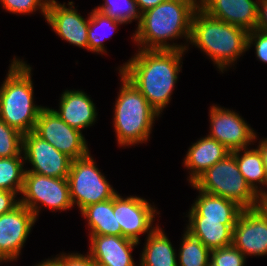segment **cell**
<instances>
[{
  "label": "cell",
  "mask_w": 267,
  "mask_h": 266,
  "mask_svg": "<svg viewBox=\"0 0 267 266\" xmlns=\"http://www.w3.org/2000/svg\"><path fill=\"white\" fill-rule=\"evenodd\" d=\"M57 115L69 126L81 132L83 128L95 122L96 107L91 99L82 91L66 90L60 100Z\"/></svg>",
  "instance_id": "obj_19"
},
{
  "label": "cell",
  "mask_w": 267,
  "mask_h": 266,
  "mask_svg": "<svg viewBox=\"0 0 267 266\" xmlns=\"http://www.w3.org/2000/svg\"><path fill=\"white\" fill-rule=\"evenodd\" d=\"M81 214L88 220L90 235L121 236V228H117L114 215V197L85 207Z\"/></svg>",
  "instance_id": "obj_23"
},
{
  "label": "cell",
  "mask_w": 267,
  "mask_h": 266,
  "mask_svg": "<svg viewBox=\"0 0 267 266\" xmlns=\"http://www.w3.org/2000/svg\"><path fill=\"white\" fill-rule=\"evenodd\" d=\"M34 132L72 160L89 154L82 132L65 123L54 109L41 110Z\"/></svg>",
  "instance_id": "obj_9"
},
{
  "label": "cell",
  "mask_w": 267,
  "mask_h": 266,
  "mask_svg": "<svg viewBox=\"0 0 267 266\" xmlns=\"http://www.w3.org/2000/svg\"><path fill=\"white\" fill-rule=\"evenodd\" d=\"M244 255L267 254V214L260 208L244 209L233 229V243Z\"/></svg>",
  "instance_id": "obj_14"
},
{
  "label": "cell",
  "mask_w": 267,
  "mask_h": 266,
  "mask_svg": "<svg viewBox=\"0 0 267 266\" xmlns=\"http://www.w3.org/2000/svg\"><path fill=\"white\" fill-rule=\"evenodd\" d=\"M244 151L243 155L239 152ZM231 154L236 158L240 173L245 178L251 189L258 194L262 200H267V191L258 190L257 182L262 185H267V176L260 150L246 148L235 150ZM256 182V183H255ZM255 183V184H254Z\"/></svg>",
  "instance_id": "obj_24"
},
{
  "label": "cell",
  "mask_w": 267,
  "mask_h": 266,
  "mask_svg": "<svg viewBox=\"0 0 267 266\" xmlns=\"http://www.w3.org/2000/svg\"><path fill=\"white\" fill-rule=\"evenodd\" d=\"M231 151L223 144L207 136L194 143L188 150L184 166L191 171L189 181L192 184L200 175L215 163L225 159Z\"/></svg>",
  "instance_id": "obj_20"
},
{
  "label": "cell",
  "mask_w": 267,
  "mask_h": 266,
  "mask_svg": "<svg viewBox=\"0 0 267 266\" xmlns=\"http://www.w3.org/2000/svg\"><path fill=\"white\" fill-rule=\"evenodd\" d=\"M122 86L115 103L114 127L118 144L129 146L146 142L159 113L142 93L121 73Z\"/></svg>",
  "instance_id": "obj_5"
},
{
  "label": "cell",
  "mask_w": 267,
  "mask_h": 266,
  "mask_svg": "<svg viewBox=\"0 0 267 266\" xmlns=\"http://www.w3.org/2000/svg\"><path fill=\"white\" fill-rule=\"evenodd\" d=\"M68 5L71 6L67 8L65 3L57 2L47 4L46 20L62 39L88 50L89 18L85 20L80 16L73 2Z\"/></svg>",
  "instance_id": "obj_15"
},
{
  "label": "cell",
  "mask_w": 267,
  "mask_h": 266,
  "mask_svg": "<svg viewBox=\"0 0 267 266\" xmlns=\"http://www.w3.org/2000/svg\"><path fill=\"white\" fill-rule=\"evenodd\" d=\"M199 7L197 0H166L141 13L133 35L141 49L187 50L186 46L170 45L166 40L185 36L190 40L191 20Z\"/></svg>",
  "instance_id": "obj_2"
},
{
  "label": "cell",
  "mask_w": 267,
  "mask_h": 266,
  "mask_svg": "<svg viewBox=\"0 0 267 266\" xmlns=\"http://www.w3.org/2000/svg\"><path fill=\"white\" fill-rule=\"evenodd\" d=\"M118 24H124L122 21H118L106 16L104 13L97 11L96 9L92 10L89 16V29H88V50L100 53L105 51V47H103V39L107 38L108 33L104 31V35L101 36L97 33V29L103 27L105 30L106 26L112 30L117 28ZM102 29V28H101ZM97 32H96V31ZM112 32V31H111ZM110 32V33H111ZM107 33V35L105 34Z\"/></svg>",
  "instance_id": "obj_27"
},
{
  "label": "cell",
  "mask_w": 267,
  "mask_h": 266,
  "mask_svg": "<svg viewBox=\"0 0 267 266\" xmlns=\"http://www.w3.org/2000/svg\"><path fill=\"white\" fill-rule=\"evenodd\" d=\"M179 252L180 266H209L210 250L189 232L183 235Z\"/></svg>",
  "instance_id": "obj_26"
},
{
  "label": "cell",
  "mask_w": 267,
  "mask_h": 266,
  "mask_svg": "<svg viewBox=\"0 0 267 266\" xmlns=\"http://www.w3.org/2000/svg\"><path fill=\"white\" fill-rule=\"evenodd\" d=\"M31 67L16 58L0 88V119L22 134L34 131L42 106L33 103Z\"/></svg>",
  "instance_id": "obj_4"
},
{
  "label": "cell",
  "mask_w": 267,
  "mask_h": 266,
  "mask_svg": "<svg viewBox=\"0 0 267 266\" xmlns=\"http://www.w3.org/2000/svg\"><path fill=\"white\" fill-rule=\"evenodd\" d=\"M251 44H255L257 58L267 63V31L259 29L249 31L247 35V50H249Z\"/></svg>",
  "instance_id": "obj_32"
},
{
  "label": "cell",
  "mask_w": 267,
  "mask_h": 266,
  "mask_svg": "<svg viewBox=\"0 0 267 266\" xmlns=\"http://www.w3.org/2000/svg\"><path fill=\"white\" fill-rule=\"evenodd\" d=\"M23 148V134L0 119V158L19 156Z\"/></svg>",
  "instance_id": "obj_29"
},
{
  "label": "cell",
  "mask_w": 267,
  "mask_h": 266,
  "mask_svg": "<svg viewBox=\"0 0 267 266\" xmlns=\"http://www.w3.org/2000/svg\"><path fill=\"white\" fill-rule=\"evenodd\" d=\"M258 3L253 0L198 1L199 7L211 17L238 26L247 32L256 29Z\"/></svg>",
  "instance_id": "obj_16"
},
{
  "label": "cell",
  "mask_w": 267,
  "mask_h": 266,
  "mask_svg": "<svg viewBox=\"0 0 267 266\" xmlns=\"http://www.w3.org/2000/svg\"><path fill=\"white\" fill-rule=\"evenodd\" d=\"M258 18L256 29L267 31V0H257Z\"/></svg>",
  "instance_id": "obj_35"
},
{
  "label": "cell",
  "mask_w": 267,
  "mask_h": 266,
  "mask_svg": "<svg viewBox=\"0 0 267 266\" xmlns=\"http://www.w3.org/2000/svg\"><path fill=\"white\" fill-rule=\"evenodd\" d=\"M259 207L267 214V200H263Z\"/></svg>",
  "instance_id": "obj_39"
},
{
  "label": "cell",
  "mask_w": 267,
  "mask_h": 266,
  "mask_svg": "<svg viewBox=\"0 0 267 266\" xmlns=\"http://www.w3.org/2000/svg\"><path fill=\"white\" fill-rule=\"evenodd\" d=\"M21 194L23 198L19 200V203L33 212L35 217L38 216L39 208H41V206L38 207V203L52 210H67L73 206L67 178H54L25 172Z\"/></svg>",
  "instance_id": "obj_8"
},
{
  "label": "cell",
  "mask_w": 267,
  "mask_h": 266,
  "mask_svg": "<svg viewBox=\"0 0 267 266\" xmlns=\"http://www.w3.org/2000/svg\"><path fill=\"white\" fill-rule=\"evenodd\" d=\"M191 185L197 190L231 200L243 209L257 208L263 201L248 185L231 153L208 168Z\"/></svg>",
  "instance_id": "obj_6"
},
{
  "label": "cell",
  "mask_w": 267,
  "mask_h": 266,
  "mask_svg": "<svg viewBox=\"0 0 267 266\" xmlns=\"http://www.w3.org/2000/svg\"><path fill=\"white\" fill-rule=\"evenodd\" d=\"M22 156L0 158V190L21 193L26 171Z\"/></svg>",
  "instance_id": "obj_25"
},
{
  "label": "cell",
  "mask_w": 267,
  "mask_h": 266,
  "mask_svg": "<svg viewBox=\"0 0 267 266\" xmlns=\"http://www.w3.org/2000/svg\"><path fill=\"white\" fill-rule=\"evenodd\" d=\"M95 9L123 23L132 22V19L140 20L141 18V12L135 0H105L102 6Z\"/></svg>",
  "instance_id": "obj_28"
},
{
  "label": "cell",
  "mask_w": 267,
  "mask_h": 266,
  "mask_svg": "<svg viewBox=\"0 0 267 266\" xmlns=\"http://www.w3.org/2000/svg\"><path fill=\"white\" fill-rule=\"evenodd\" d=\"M248 32L208 15L198 7L191 20L190 41L223 70L247 50Z\"/></svg>",
  "instance_id": "obj_3"
},
{
  "label": "cell",
  "mask_w": 267,
  "mask_h": 266,
  "mask_svg": "<svg viewBox=\"0 0 267 266\" xmlns=\"http://www.w3.org/2000/svg\"><path fill=\"white\" fill-rule=\"evenodd\" d=\"M47 4H50L52 2H56L55 0H44Z\"/></svg>",
  "instance_id": "obj_40"
},
{
  "label": "cell",
  "mask_w": 267,
  "mask_h": 266,
  "mask_svg": "<svg viewBox=\"0 0 267 266\" xmlns=\"http://www.w3.org/2000/svg\"><path fill=\"white\" fill-rule=\"evenodd\" d=\"M234 226L223 221L204 220V217H189L187 232L198 238L210 251L232 245Z\"/></svg>",
  "instance_id": "obj_21"
},
{
  "label": "cell",
  "mask_w": 267,
  "mask_h": 266,
  "mask_svg": "<svg viewBox=\"0 0 267 266\" xmlns=\"http://www.w3.org/2000/svg\"><path fill=\"white\" fill-rule=\"evenodd\" d=\"M16 195L12 191L0 190V215L11 211L19 204V200H15Z\"/></svg>",
  "instance_id": "obj_34"
},
{
  "label": "cell",
  "mask_w": 267,
  "mask_h": 266,
  "mask_svg": "<svg viewBox=\"0 0 267 266\" xmlns=\"http://www.w3.org/2000/svg\"><path fill=\"white\" fill-rule=\"evenodd\" d=\"M258 149L260 150V152L262 154L263 163H264V167H265V173L267 176V138L264 140H261V142L259 143Z\"/></svg>",
  "instance_id": "obj_37"
},
{
  "label": "cell",
  "mask_w": 267,
  "mask_h": 266,
  "mask_svg": "<svg viewBox=\"0 0 267 266\" xmlns=\"http://www.w3.org/2000/svg\"><path fill=\"white\" fill-rule=\"evenodd\" d=\"M89 255L98 266H135L131 251L139 243L123 236L91 235Z\"/></svg>",
  "instance_id": "obj_17"
},
{
  "label": "cell",
  "mask_w": 267,
  "mask_h": 266,
  "mask_svg": "<svg viewBox=\"0 0 267 266\" xmlns=\"http://www.w3.org/2000/svg\"><path fill=\"white\" fill-rule=\"evenodd\" d=\"M22 151L24 160H28L33 166V169L25 172H33L54 178L68 177L72 159L59 152L34 131L23 134Z\"/></svg>",
  "instance_id": "obj_10"
},
{
  "label": "cell",
  "mask_w": 267,
  "mask_h": 266,
  "mask_svg": "<svg viewBox=\"0 0 267 266\" xmlns=\"http://www.w3.org/2000/svg\"><path fill=\"white\" fill-rule=\"evenodd\" d=\"M140 266H178L175 250L162 229L148 234Z\"/></svg>",
  "instance_id": "obj_22"
},
{
  "label": "cell",
  "mask_w": 267,
  "mask_h": 266,
  "mask_svg": "<svg viewBox=\"0 0 267 266\" xmlns=\"http://www.w3.org/2000/svg\"><path fill=\"white\" fill-rule=\"evenodd\" d=\"M155 212V208L143 198H122L119 194L114 196V215L117 228H121V236L138 243L140 234H150L157 228L152 227Z\"/></svg>",
  "instance_id": "obj_11"
},
{
  "label": "cell",
  "mask_w": 267,
  "mask_h": 266,
  "mask_svg": "<svg viewBox=\"0 0 267 266\" xmlns=\"http://www.w3.org/2000/svg\"><path fill=\"white\" fill-rule=\"evenodd\" d=\"M137 2L138 9L141 13L144 11L156 7L158 4L165 2L166 0H135Z\"/></svg>",
  "instance_id": "obj_36"
},
{
  "label": "cell",
  "mask_w": 267,
  "mask_h": 266,
  "mask_svg": "<svg viewBox=\"0 0 267 266\" xmlns=\"http://www.w3.org/2000/svg\"><path fill=\"white\" fill-rule=\"evenodd\" d=\"M3 7L12 13H32L37 9H41L46 18L47 3L44 0H0Z\"/></svg>",
  "instance_id": "obj_31"
},
{
  "label": "cell",
  "mask_w": 267,
  "mask_h": 266,
  "mask_svg": "<svg viewBox=\"0 0 267 266\" xmlns=\"http://www.w3.org/2000/svg\"><path fill=\"white\" fill-rule=\"evenodd\" d=\"M139 50L119 71L160 114L169 104L184 50Z\"/></svg>",
  "instance_id": "obj_1"
},
{
  "label": "cell",
  "mask_w": 267,
  "mask_h": 266,
  "mask_svg": "<svg viewBox=\"0 0 267 266\" xmlns=\"http://www.w3.org/2000/svg\"><path fill=\"white\" fill-rule=\"evenodd\" d=\"M246 256L232 244L211 250L209 266H244Z\"/></svg>",
  "instance_id": "obj_30"
},
{
  "label": "cell",
  "mask_w": 267,
  "mask_h": 266,
  "mask_svg": "<svg viewBox=\"0 0 267 266\" xmlns=\"http://www.w3.org/2000/svg\"><path fill=\"white\" fill-rule=\"evenodd\" d=\"M90 153L71 162L67 177L72 205L85 207L113 198L117 192L96 167Z\"/></svg>",
  "instance_id": "obj_7"
},
{
  "label": "cell",
  "mask_w": 267,
  "mask_h": 266,
  "mask_svg": "<svg viewBox=\"0 0 267 266\" xmlns=\"http://www.w3.org/2000/svg\"><path fill=\"white\" fill-rule=\"evenodd\" d=\"M199 193L188 217H204V220L223 221V224L227 226H235L244 210L241 206L231 200L201 190Z\"/></svg>",
  "instance_id": "obj_18"
},
{
  "label": "cell",
  "mask_w": 267,
  "mask_h": 266,
  "mask_svg": "<svg viewBox=\"0 0 267 266\" xmlns=\"http://www.w3.org/2000/svg\"><path fill=\"white\" fill-rule=\"evenodd\" d=\"M36 219L21 203L0 215V262L13 261L19 256Z\"/></svg>",
  "instance_id": "obj_12"
},
{
  "label": "cell",
  "mask_w": 267,
  "mask_h": 266,
  "mask_svg": "<svg viewBox=\"0 0 267 266\" xmlns=\"http://www.w3.org/2000/svg\"><path fill=\"white\" fill-rule=\"evenodd\" d=\"M55 259L59 262L60 266H98L89 254L87 256L78 253L61 254L60 257Z\"/></svg>",
  "instance_id": "obj_33"
},
{
  "label": "cell",
  "mask_w": 267,
  "mask_h": 266,
  "mask_svg": "<svg viewBox=\"0 0 267 266\" xmlns=\"http://www.w3.org/2000/svg\"><path fill=\"white\" fill-rule=\"evenodd\" d=\"M211 138L223 144L229 151L247 148L256 138L254 130L238 113L218 106L210 110Z\"/></svg>",
  "instance_id": "obj_13"
},
{
  "label": "cell",
  "mask_w": 267,
  "mask_h": 266,
  "mask_svg": "<svg viewBox=\"0 0 267 266\" xmlns=\"http://www.w3.org/2000/svg\"><path fill=\"white\" fill-rule=\"evenodd\" d=\"M37 266H60L59 262L56 259H49L46 261L41 262L40 264H37Z\"/></svg>",
  "instance_id": "obj_38"
}]
</instances>
